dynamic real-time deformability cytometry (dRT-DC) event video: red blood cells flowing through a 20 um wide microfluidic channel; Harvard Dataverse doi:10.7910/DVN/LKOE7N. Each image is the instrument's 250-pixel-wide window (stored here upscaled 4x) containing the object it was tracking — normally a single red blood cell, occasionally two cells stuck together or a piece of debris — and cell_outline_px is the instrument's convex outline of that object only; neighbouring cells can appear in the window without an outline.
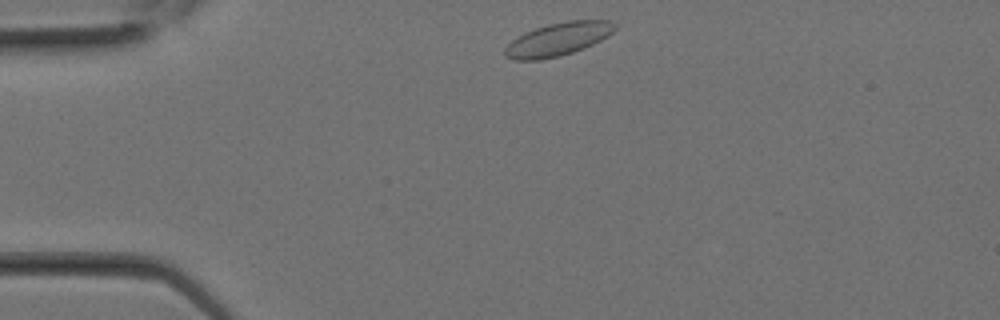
{"species": "Egyptian fruit bat (a non-hibernating species)", "species_latin": "Rousettus aegyptiacus", "temperature_condition": "room temperature", "stored_images_in_passage": 12, "camera_frame_rate_fps": 3000, "um_per_image_px": 0.085, "animal": {"sex": "female"}, "frame": {"image": 1, "passage_image": 1, "time_ms": 0.0, "image_size_px": [1000, 320], "cell_outline_px": [[616, 28], [612, 32], [600, 40], [584, 48], [560, 56], [540, 60], [516, 60], [504, 56], [504, 48], [512, 40], [524, 32], [548, 24], [568, 20], [608, 20], [616, 24]], "centroid_in_image_um": [47.4, 3.33], "position_along_channel_um": 37.6, "area_um2": 21.15}}
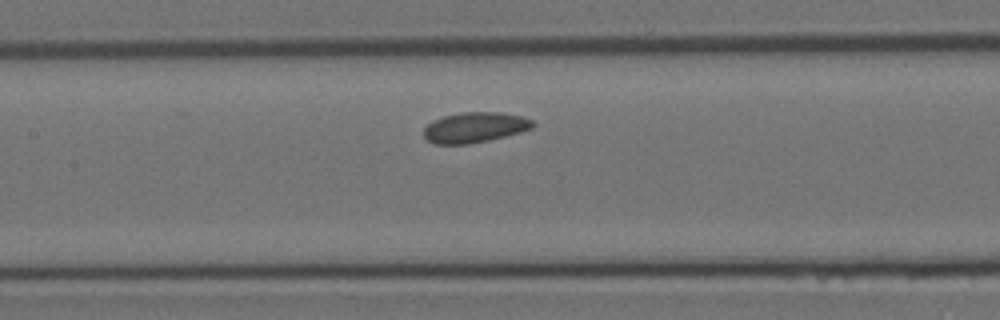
{"frame": {"image": 2, "passage_image": 8, "time_ms": 2.333, "image_size_px": [1000, 320], "cell_outline_px": [[536, 124], [532, 128], [520, 132], [488, 140], [468, 144], [436, 144], [428, 140], [424, 136], [424, 128], [432, 120], [444, 116], [460, 112], [500, 112], [520, 116], [532, 120]], "centroid_in_image_um": [40.34, 10.82], "position_along_channel_um": 167.1, "area_um2": 19.19}}
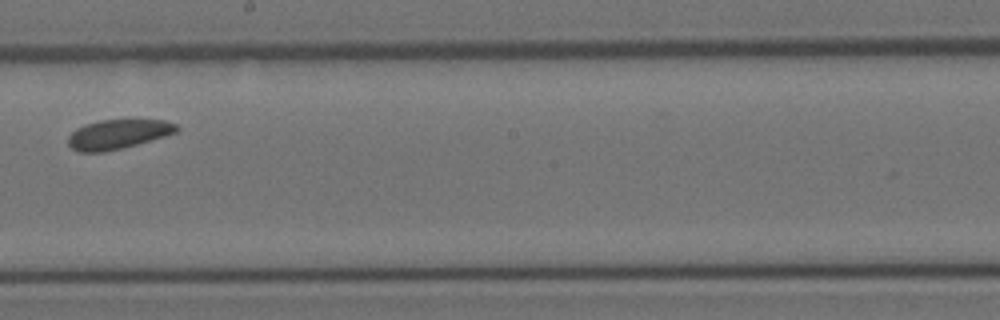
{"frame": {"image": 3, "passage_image": 11, "time_ms": 3.333, "image_size_px": [1000, 320], "cell_outline_px": [[180, 128], [176, 132], [164, 136], [124, 148], [104, 152], [80, 152], [72, 148], [68, 144], [68, 136], [76, 128], [84, 124], [100, 120], [164, 120], [176, 124]], "centroid_in_image_um": [10.01, 11.41], "position_along_channel_um": 238.2, "area_um2": 18.61}}